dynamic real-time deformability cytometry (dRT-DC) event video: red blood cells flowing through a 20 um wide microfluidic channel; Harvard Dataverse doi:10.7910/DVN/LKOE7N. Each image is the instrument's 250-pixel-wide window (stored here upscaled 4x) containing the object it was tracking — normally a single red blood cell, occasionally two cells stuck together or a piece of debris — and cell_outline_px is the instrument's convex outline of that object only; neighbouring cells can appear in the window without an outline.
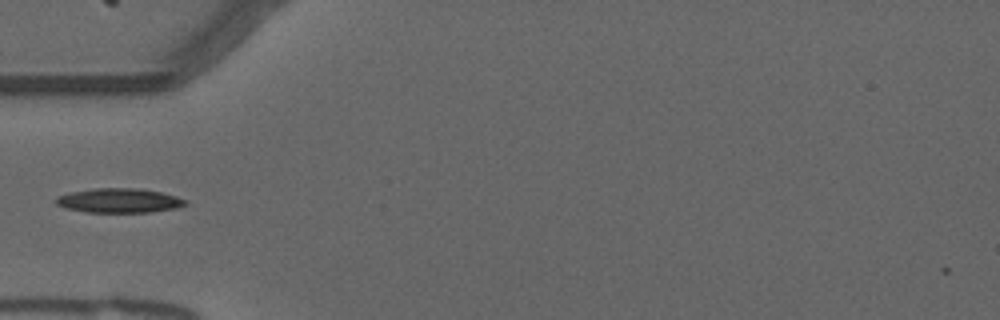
{"species": "common noctule bat (a hibernating species)", "species_latin": "Nyctalus noctula", "temperature_condition": "warm", "stored_images_in_passage": 7, "camera_frame_rate_fps": 3000, "um_per_image_px": 0.085, "animal": {"sex": "male", "forearm_length_mm": 52.5}, "frame": {"image": 1, "passage_image": 1, "time_ms": 0.0, "image_size_px": [1000, 320], "cell_outline_px": [[188, 204], [180, 208], [152, 212], [88, 212], [64, 208], [56, 204], [52, 200], [56, 196], [68, 192], [96, 188], [140, 188], [160, 192], [176, 196], [188, 200]], "centroid_in_image_um": [10.12, 17.05], "position_along_channel_um": 74.9, "area_um2": 18.79}}